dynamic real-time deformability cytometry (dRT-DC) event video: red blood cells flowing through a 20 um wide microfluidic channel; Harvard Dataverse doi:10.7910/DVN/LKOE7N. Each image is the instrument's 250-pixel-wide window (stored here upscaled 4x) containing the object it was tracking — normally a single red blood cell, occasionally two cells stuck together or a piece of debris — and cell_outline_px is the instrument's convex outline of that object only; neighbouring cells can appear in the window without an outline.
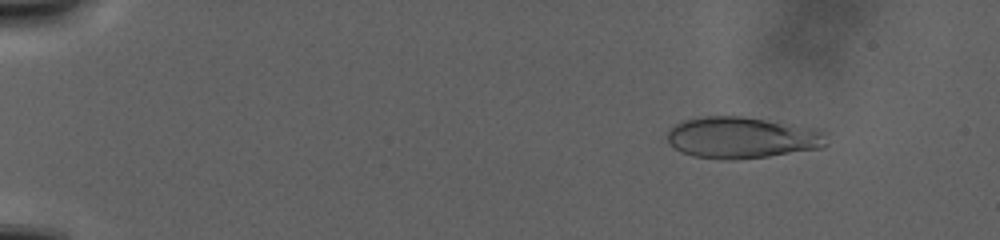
{"species": "human", "species_latin": "Homo sapiens", "temperature_condition": "warm", "stored_images_in_passage": 121, "camera_frame_rate_fps": 3000, "um_per_image_px": 0.085, "donor": {"sex": "male"}, "frame": {"image": 1, "passage_image": 16, "time_ms": 5.0, "image_size_px": [1000, 240], "cell_outline_px": [[828, 144], [824, 148], [768, 156], [736, 160], [724, 160], [692, 156], [680, 152], [668, 144], [668, 132], [680, 120], [704, 116], [740, 116], [820, 128]], "centroid_in_image_um": [63.07, 11.7], "position_along_channel_um": 21.9, "area_um2": 38.9}}
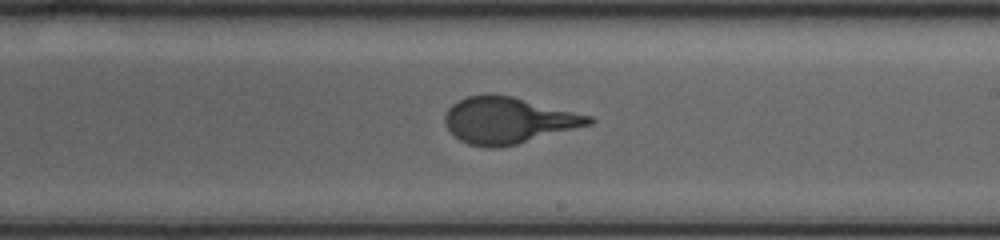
{"frame": {"image": 2, "passage_image": 76, "time_ms": 25.0, "image_size_px": [1000, 240], "cell_outline_px": [[596, 120], [592, 124], [516, 144], [500, 148], [488, 148], [468, 144], [460, 140], [444, 124], [444, 116], [448, 108], [456, 100], [468, 96], [488, 92], [492, 92], [512, 96], [592, 116]], "centroid_in_image_um": [43.16, 10.21], "position_along_channel_um": 245.8, "area_um2": 39.13}}
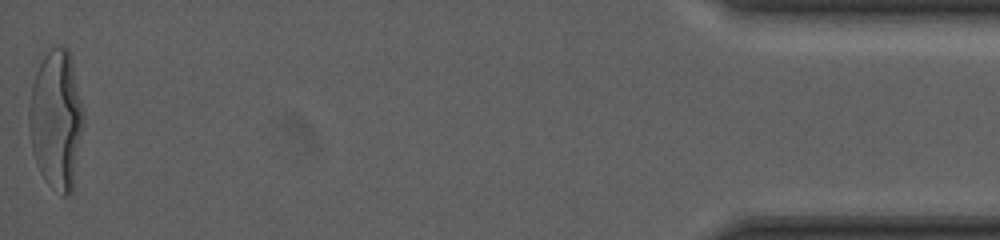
{"frame": {"image": 3, "passage_image": 121, "time_ms": 40.0, "image_size_px": [1000, 240], "cell_outline_px": [[84, 120], [72, 192], [68, 196], [64, 196], [48, 184], [40, 172], [32, 152], [28, 120], [28, 108], [32, 84], [36, 72], [44, 56], [52, 48], [68, 48], [72, 60], [84, 112]], "centroid_in_image_um": [4.78, 10.19], "position_along_channel_um": 430.4, "area_um2": 44.04}}